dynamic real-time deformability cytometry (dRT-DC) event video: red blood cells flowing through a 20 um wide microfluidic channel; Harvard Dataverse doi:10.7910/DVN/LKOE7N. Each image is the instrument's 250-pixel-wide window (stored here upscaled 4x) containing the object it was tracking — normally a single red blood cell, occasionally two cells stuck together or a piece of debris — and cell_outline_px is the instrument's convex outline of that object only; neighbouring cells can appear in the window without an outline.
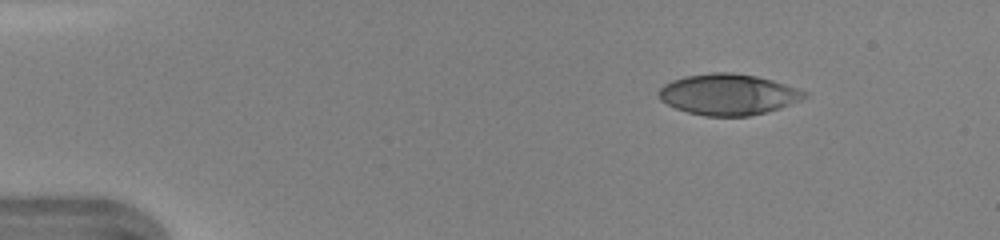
{"species": "human", "species_latin": "Homo sapiens", "temperature_condition": "warm", "stored_images_in_passage": 41, "camera_frame_rate_fps": 3000, "um_per_image_px": 0.085, "donor": {"sex": "female"}, "frame": {"image": 1, "passage_image": 1, "time_ms": 0.0, "image_size_px": [1000, 240], "cell_outline_px": [[808, 96], [800, 100], [780, 108], [748, 116], [704, 116], [688, 112], [676, 108], [660, 100], [656, 92], [664, 84], [672, 80], [684, 76], [712, 72], [732, 72], [756, 76], [772, 80], [808, 92]], "centroid_in_image_um": [61.87, 8.02], "position_along_channel_um": 23.1, "area_um2": 34.8}}
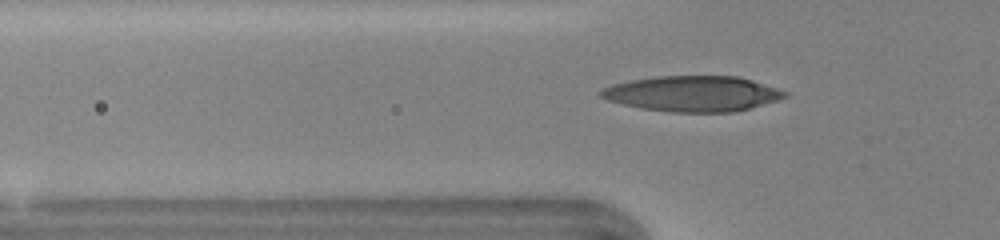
{"frame": {"image": 2, "passage_image": 10, "time_ms": 3.0, "image_size_px": [1000, 240], "cell_outline_px": [[788, 96], [776, 100], [736, 112], [672, 112], [640, 108], [608, 100], [600, 96], [596, 92], [612, 84], [632, 80], [656, 76], [740, 76], [788, 92]], "centroid_in_image_um": [58.86, 7.96], "position_along_channel_um": 66.9, "area_um2": 37.97}}
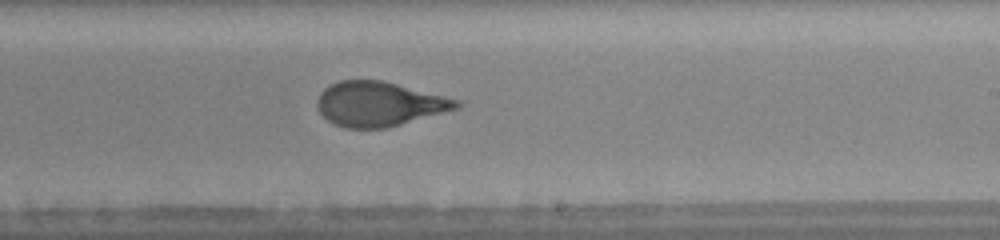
{"frame": {"image": 3, "passage_image": 23, "time_ms": 7.333, "image_size_px": [1000, 240], "cell_outline_px": [[460, 108], [400, 124], [384, 128], [344, 128], [332, 124], [320, 112], [316, 104], [316, 100], [320, 92], [324, 88], [340, 80], [384, 80], [460, 100]], "centroid_in_image_um": [32.21, 8.83], "position_along_channel_um": 256.8, "area_um2": 36.18}, "authors_computed_cell_mechanics": {"area_um2": 36.4718, "velocity_mm_per_s": 4.4003, "shape_relaxation_time_tau1_ms": 4.2601, "shape_relaxation_time_tau2_ms": 0.7431, "deformation_change_tau1": 0.2155, "deformation_change_tau2": 0.0843}}